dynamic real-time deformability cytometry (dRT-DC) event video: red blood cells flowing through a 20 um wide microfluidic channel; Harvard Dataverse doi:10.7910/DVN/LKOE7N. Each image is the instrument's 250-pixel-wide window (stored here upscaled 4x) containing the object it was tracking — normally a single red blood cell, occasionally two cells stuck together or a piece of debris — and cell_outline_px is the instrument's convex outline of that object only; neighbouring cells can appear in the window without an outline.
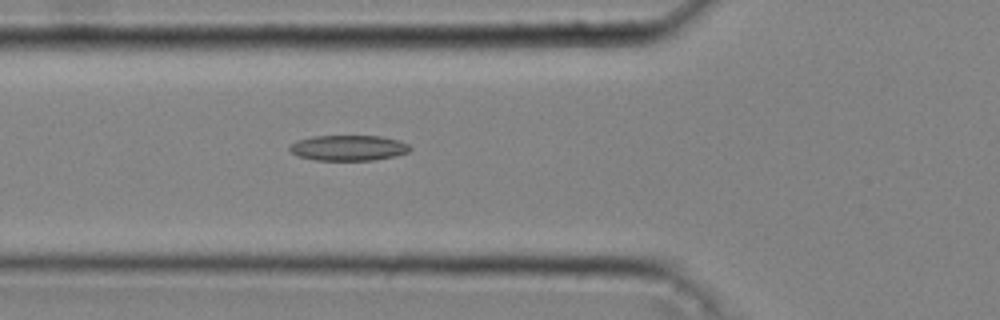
{"species": "common noctule bat (a hibernating species)", "species_latin": "Nyctalus noctula", "temperature_condition": "cold", "stored_images_in_passage": 43, "camera_frame_rate_fps": 3000, "um_per_image_px": 0.085, "animal": {"sex": "male", "body_mass_g": 20.4}, "frame": {"image": 1, "passage_image": 17, "time_ms": 5.333, "image_size_px": [1000, 320], "cell_outline_px": [[412, 148], [408, 152], [392, 156], [372, 160], [316, 160], [300, 156], [292, 152], [288, 148], [296, 140], [312, 136], [380, 136], [400, 140], [408, 144]], "centroid_in_image_um": [29.62, 12.56], "position_along_channel_um": 96.2, "area_um2": 17.74}}
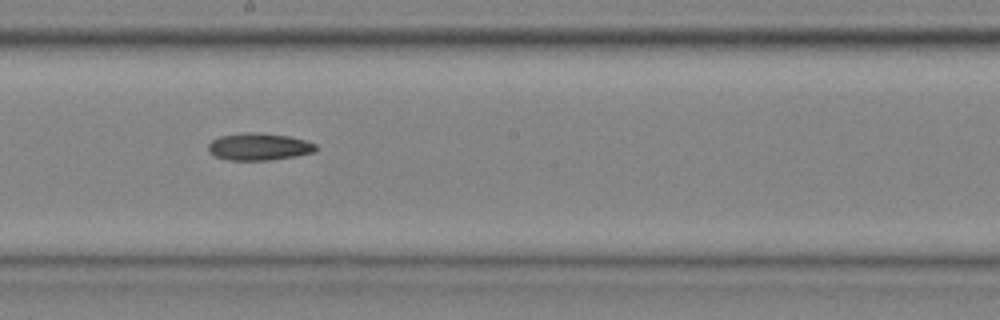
{"frame": {"image": 2, "passage_image": 26, "time_ms": 8.333, "image_size_px": [1000, 320], "cell_outline_px": [[316, 152], [296, 156], [268, 160], [228, 160], [216, 156], [208, 152], [208, 144], [212, 140], [220, 136], [240, 132], [256, 132], [288, 136], [304, 140], [316, 144]], "centroid_in_image_um": [21.99, 12.46], "position_along_channel_um": 226.2, "area_um2": 17.11}}
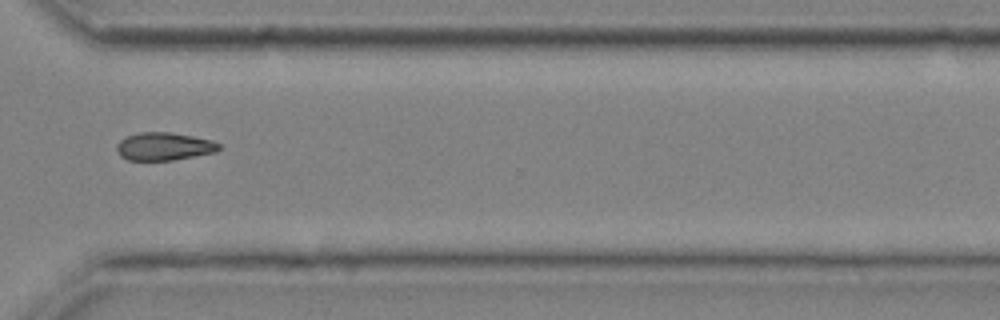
{"frame": {"image": 3, "passage_image": 35, "time_ms": 11.333, "image_size_px": [1000, 320], "cell_outline_px": [[220, 148], [216, 152], [172, 160], [128, 160], [120, 156], [116, 148], [116, 144], [124, 136], [140, 132], [172, 132], [212, 140], [220, 144]], "centroid_in_image_um": [13.91, 12.44], "position_along_channel_um": 356.7, "area_um2": 16.7}, "authors_computed_cell_mechanics": {"area_um2": 17.2244, "velocity_mm_per_s": 4.3295, "shape_relaxation_time_tau1_ms": 8.0108, "shape_relaxation_time_tau2_ms": null, "deformation_change_tau1": 0.1493, "deformation_change_tau2": null}}